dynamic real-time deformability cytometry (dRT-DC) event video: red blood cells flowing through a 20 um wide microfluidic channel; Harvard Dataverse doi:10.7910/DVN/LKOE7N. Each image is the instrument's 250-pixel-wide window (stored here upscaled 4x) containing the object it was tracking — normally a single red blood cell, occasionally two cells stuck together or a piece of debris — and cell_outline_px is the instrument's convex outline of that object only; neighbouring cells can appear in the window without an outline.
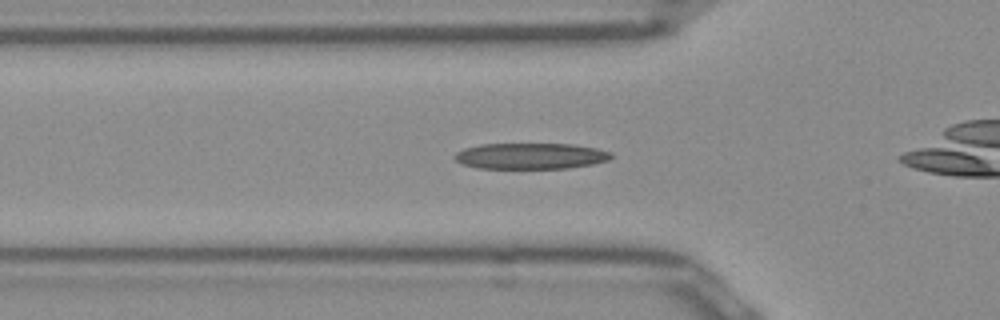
{"species": "Egyptian fruit bat (a non-hibernating species)", "species_latin": "Rousettus aegyptiacus", "temperature_condition": "room temperature", "stored_images_in_passage": 42, "camera_frame_rate_fps": 3000, "um_per_image_px": 0.085, "frame": {"image": 1, "passage_image": 7, "time_ms": 2.0, "image_size_px": [1000, 320], "cell_outline_px": [[612, 156], [608, 160], [592, 164], [568, 168], [476, 168], [464, 164], [456, 160], [452, 156], [456, 152], [464, 148], [480, 144], [572, 144], [596, 148], [612, 152]], "centroid_in_image_um": [45.09, 13.26], "position_along_channel_um": 80.7, "area_um2": 23.7}}
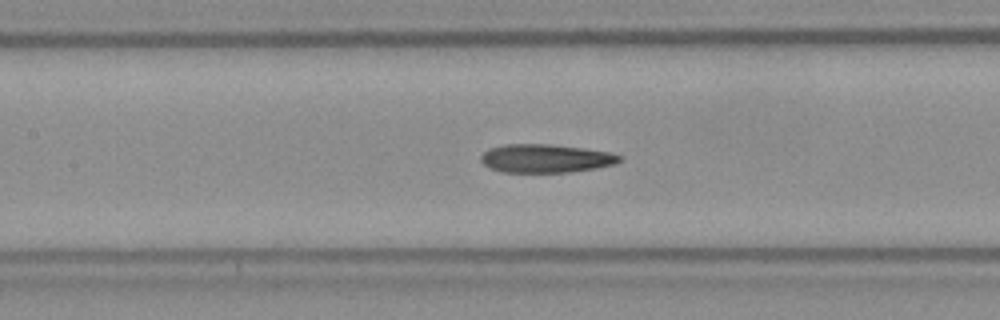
{"frame": {"image": 2, "passage_image": 13, "time_ms": 4.0, "image_size_px": [1000, 320], "cell_outline_px": [[620, 160], [616, 164], [596, 168], [568, 172], [504, 172], [492, 168], [484, 164], [480, 160], [480, 156], [488, 148], [504, 144], [548, 144], [584, 148], [608, 152], [620, 156]], "centroid_in_image_um": [46.36, 13.46], "position_along_channel_um": 161.0, "area_um2": 22.83}}
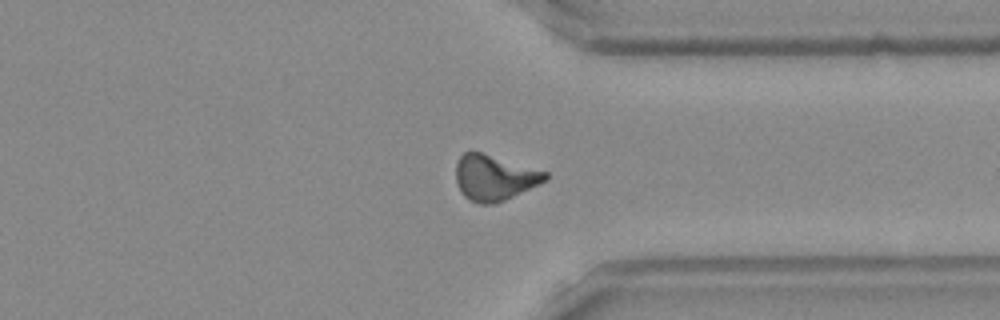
{"frame": {"image": 3, "passage_image": 29, "time_ms": 9.333, "image_size_px": [1000, 320], "cell_outline_px": [[548, 180], [540, 184], [496, 204], [480, 204], [468, 200], [460, 192], [456, 184], [456, 164], [460, 156], [464, 152], [480, 152], [548, 172]], "centroid_in_image_um": [42.01, 15.12], "position_along_channel_um": 369.4, "area_um2": 23.81}, "authors_computed_cell_mechanics": {"area_um2": 23.0622, "velocity_mm_per_s": 3.9645, "shape_relaxation_time_tau1_ms": null, "shape_relaxation_time_tau2_ms": 7.5942, "deformation_change_tau1": null, "deformation_change_tau2": 0.1967}}